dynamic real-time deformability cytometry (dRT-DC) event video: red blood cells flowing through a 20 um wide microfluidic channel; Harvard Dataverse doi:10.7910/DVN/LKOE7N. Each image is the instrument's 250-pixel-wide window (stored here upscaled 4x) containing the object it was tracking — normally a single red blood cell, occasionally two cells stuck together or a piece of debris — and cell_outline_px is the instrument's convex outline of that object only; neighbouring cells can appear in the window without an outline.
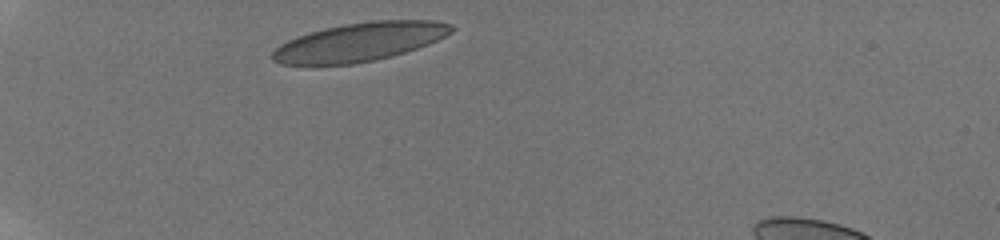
{"species": "human", "species_latin": "Homo sapiens", "temperature_condition": "room temperature", "stored_images_in_passage": 5, "camera_frame_rate_fps": 3000, "um_per_image_px": 0.085, "donor": {"sex": "male"}, "frame": {"image": 1, "passage_image": 1, "time_ms": 0.0, "image_size_px": [1000, 240], "cell_outline_px": [[456, 28], [452, 32], [428, 44], [392, 56], [376, 60], [352, 64], [316, 68], [280, 64], [272, 60], [272, 52], [280, 44], [296, 36], [324, 28], [344, 24], [372, 20], [436, 20], [452, 24]], "centroid_in_image_um": [30.49, 3.6], "position_along_channel_um": 54.5, "area_um2": 41.21}}